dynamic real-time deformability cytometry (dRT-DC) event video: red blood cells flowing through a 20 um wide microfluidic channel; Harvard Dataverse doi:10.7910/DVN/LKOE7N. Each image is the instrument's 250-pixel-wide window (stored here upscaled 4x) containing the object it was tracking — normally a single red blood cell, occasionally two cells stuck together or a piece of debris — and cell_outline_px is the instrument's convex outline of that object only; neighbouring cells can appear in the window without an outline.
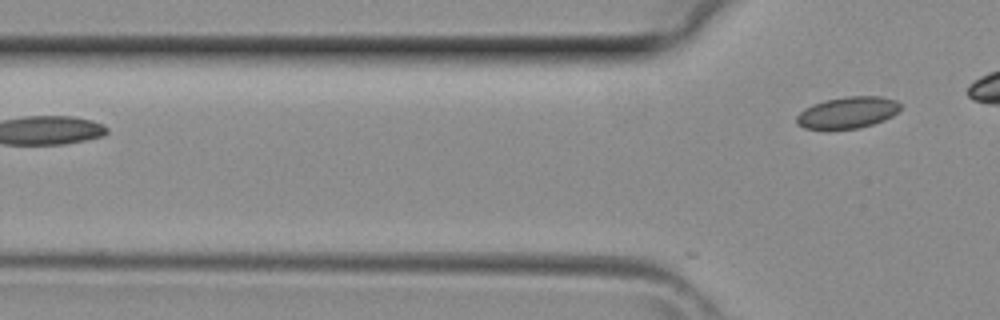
{"species": "common noctule bat (a hibernating species)", "species_latin": "Nyctalus noctula", "temperature_condition": "room temperature", "stored_images_in_passage": 3, "camera_frame_rate_fps": 3000, "um_per_image_px": 0.085, "animal": {"sex": "female", "body_mass_g": 29.2, "forearm_length_mm": 56.3}, "frame": {"image": 1, "passage_image": 3, "time_ms": 0.667, "image_size_px": [1000, 320], "cell_outline_px": [[900, 108], [892, 116], [884, 120], [860, 128], [828, 132], [804, 128], [796, 124], [796, 116], [804, 108], [812, 104], [824, 100], [848, 96], [880, 96], [896, 100], [900, 104]], "centroid_in_image_um": [71.97, 9.61], "position_along_channel_um": 53.8, "area_um2": 19.77}}